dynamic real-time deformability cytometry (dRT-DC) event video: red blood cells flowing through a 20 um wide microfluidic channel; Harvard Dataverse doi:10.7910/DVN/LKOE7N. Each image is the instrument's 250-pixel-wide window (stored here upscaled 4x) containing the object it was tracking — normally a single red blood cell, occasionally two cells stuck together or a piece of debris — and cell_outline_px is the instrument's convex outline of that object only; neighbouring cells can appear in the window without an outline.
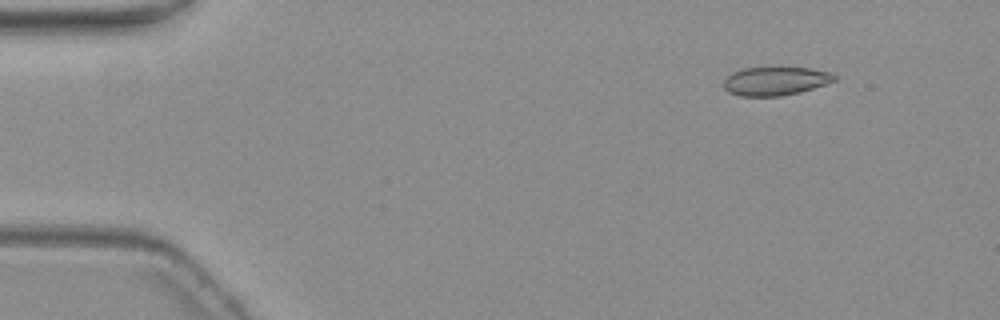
{"species": "common noctule bat (a hibernating species)", "species_latin": "Nyctalus noctula", "temperature_condition": "warm", "stored_images_in_passage": 4, "camera_frame_rate_fps": 3000, "um_per_image_px": 0.085, "animal": {"sex": "female", "body_mass_g": 19.3, "forearm_length_mm": 54.1}, "frame": {"image": 1, "passage_image": 1, "time_ms": 0.0, "image_size_px": [1000, 320], "cell_outline_px": [[836, 80], [800, 92], [780, 96], [740, 96], [728, 92], [724, 88], [724, 80], [732, 72], [744, 68], [812, 68], [832, 72], [836, 76]], "centroid_in_image_um": [65.91, 6.89], "position_along_channel_um": 19.1, "area_um2": 18.32}}